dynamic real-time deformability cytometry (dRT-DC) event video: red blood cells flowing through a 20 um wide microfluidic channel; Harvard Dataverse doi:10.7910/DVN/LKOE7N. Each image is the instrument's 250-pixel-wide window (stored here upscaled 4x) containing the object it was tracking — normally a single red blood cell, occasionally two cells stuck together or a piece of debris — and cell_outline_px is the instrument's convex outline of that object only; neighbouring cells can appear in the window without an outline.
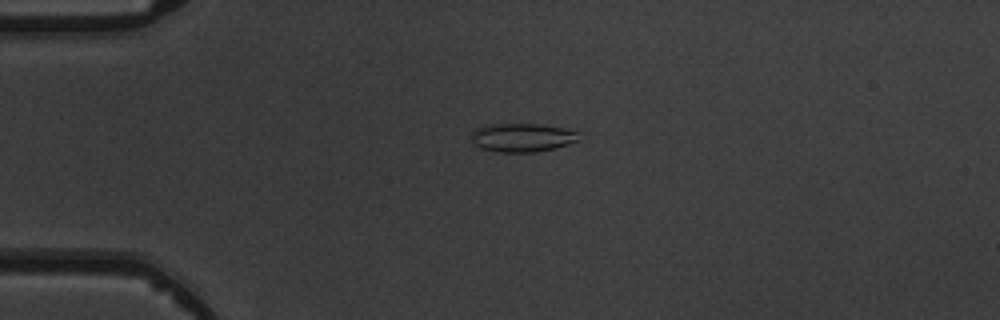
{"species": "common noctule bat (a hibernating species)", "species_latin": "Nyctalus noctula", "temperature_condition": "warm", "stored_images_in_passage": 8, "camera_frame_rate_fps": 3000, "um_per_image_px": 0.085, "animal": {"sex": "male", "body_mass_g": 19.5, "forearm_length_mm": 54.6}, "frame": {"image": 1, "passage_image": 4, "time_ms": 3.333, "image_size_px": [1000, 320], "cell_outline_px": [[580, 140], [568, 144], [552, 148], [532, 152], [500, 152], [480, 148], [472, 144], [472, 132], [476, 128], [496, 124], [540, 124], [564, 128], [580, 132]], "centroid_in_image_um": [44.4, 11.69], "position_along_channel_um": 40.6, "area_um2": 17.86}}
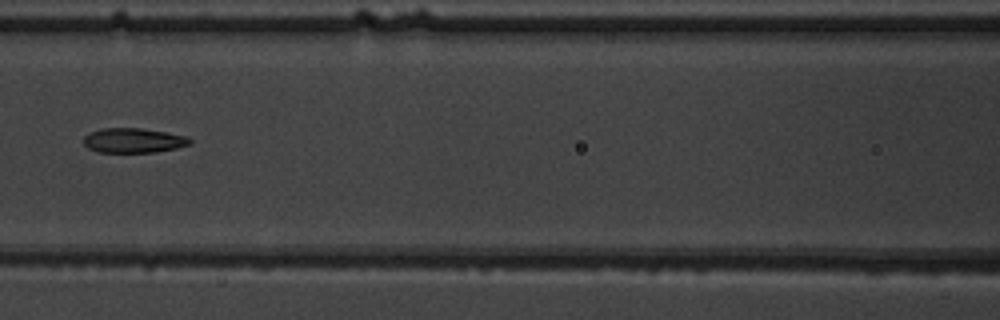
{"frame": {"image": 2, "passage_image": 7, "time_ms": 7.0, "image_size_px": [1000, 320], "cell_outline_px": [[192, 144], [176, 148], [156, 152], [96, 152], [88, 148], [84, 144], [84, 136], [88, 132], [100, 128], [140, 128], [188, 136], [192, 140]], "centroid_in_image_um": [11.33, 11.93], "position_along_channel_um": 155.3, "area_um2": 15.43}}
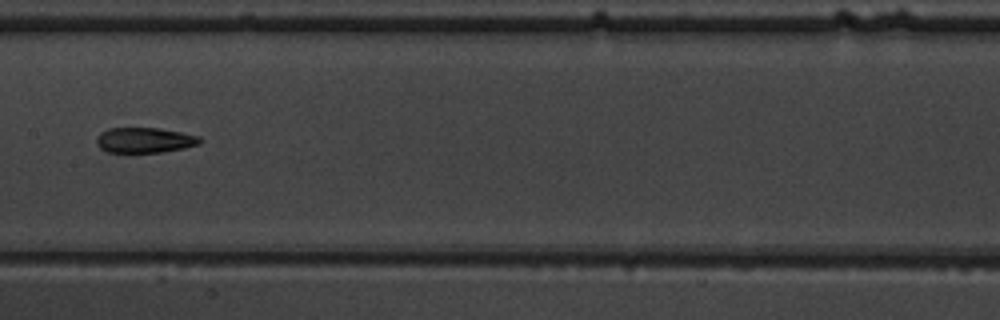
{"frame": {"image": 3, "passage_image": 8, "time_ms": 8.0, "image_size_px": [1000, 320], "cell_outline_px": [[204, 140], [200, 144], [184, 148], [160, 152], [108, 152], [100, 148], [96, 144], [96, 136], [100, 132], [108, 128], [160, 128], [200, 136]], "centroid_in_image_um": [12.3, 11.91], "position_along_channel_um": 195.1, "area_um2": 15.37}}